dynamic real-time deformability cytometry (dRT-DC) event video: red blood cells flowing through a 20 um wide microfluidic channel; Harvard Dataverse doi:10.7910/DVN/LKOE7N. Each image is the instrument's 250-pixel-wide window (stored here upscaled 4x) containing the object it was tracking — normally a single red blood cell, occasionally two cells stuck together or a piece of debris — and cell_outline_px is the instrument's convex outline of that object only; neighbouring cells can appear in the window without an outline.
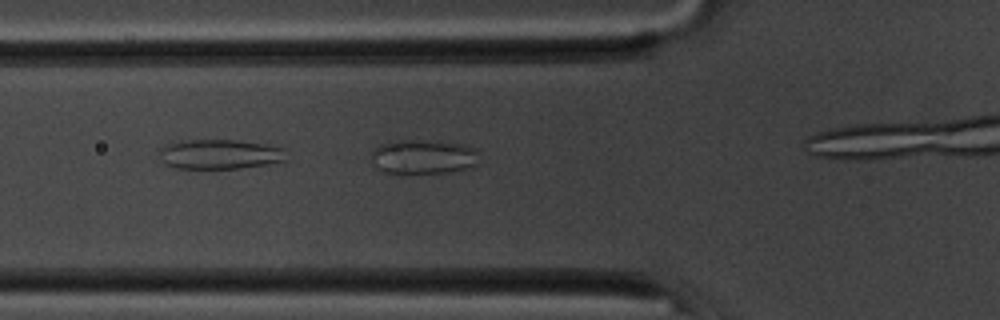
{"species": "common noctule bat (a hibernating species)", "species_latin": "Nyctalus noctula", "temperature_condition": "room temperature", "stored_images_in_passage": 14, "camera_frame_rate_fps": 3000, "um_per_image_px": 0.085, "animal": {"sex": "male", "body_mass_g": 20.1, "forearm_length_mm": 53.5}, "frame": {"image": 1, "passage_image": 7, "time_ms": 2.0, "image_size_px": [1000, 320], "cell_outline_px": [[480, 164], [472, 168], [452, 172], [384, 172], [376, 168], [372, 160], [372, 152], [380, 144], [388, 140], [440, 140], [464, 144], [476, 148], [480, 152]], "centroid_in_image_um": [36.09, 13.29], "position_along_channel_um": 89.7, "area_um2": 22.25}}